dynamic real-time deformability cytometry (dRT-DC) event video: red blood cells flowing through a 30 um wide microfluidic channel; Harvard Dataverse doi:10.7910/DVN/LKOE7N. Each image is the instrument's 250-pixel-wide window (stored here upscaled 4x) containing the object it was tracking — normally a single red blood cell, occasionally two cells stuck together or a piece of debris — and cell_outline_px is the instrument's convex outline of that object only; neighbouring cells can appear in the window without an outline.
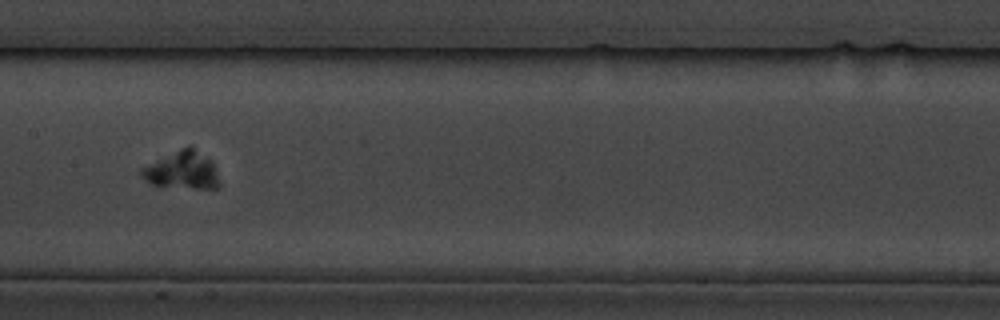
{"species": "common noctule bat (a hibernating species)", "species_latin": "Nyctalus noctula", "temperature_condition": "cold", "stored_images_in_passage": 7, "camera_frame_rate_fps": 3000, "um_per_image_px": 0.085, "animal": {"sex": "male", "body_mass_g": 19.5, "forearm_length_mm": 54.6}, "frame": {"image": 1, "passage_image": 7, "time_ms": 8.0, "image_size_px": [1000, 320], "cell_outline_px": [[220, 184], [216, 188], [196, 188], [152, 184], [140, 172], [140, 168], [188, 144], [192, 144], [212, 160], [216, 168]], "centroid_in_image_um": [15.56, 14.41], "position_along_channel_um": 191.8, "area_um2": 17.05}}